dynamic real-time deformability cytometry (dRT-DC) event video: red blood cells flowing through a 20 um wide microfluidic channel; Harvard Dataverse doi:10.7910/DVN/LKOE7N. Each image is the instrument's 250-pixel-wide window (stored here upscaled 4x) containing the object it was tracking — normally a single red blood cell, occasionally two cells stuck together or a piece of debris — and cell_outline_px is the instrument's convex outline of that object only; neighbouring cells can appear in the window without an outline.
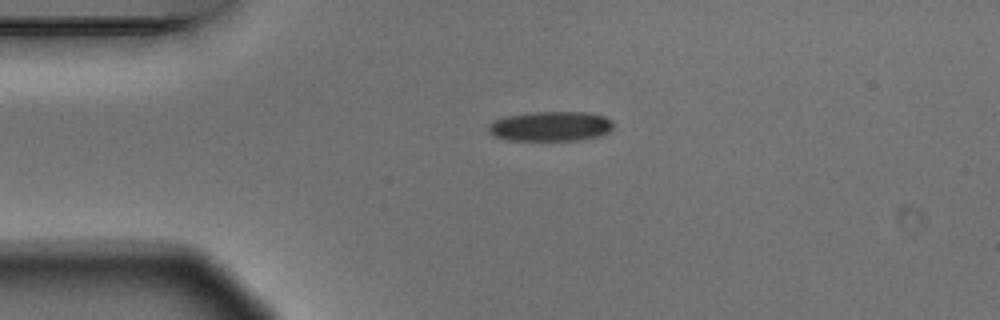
{"species": "Egyptian fruit bat (a non-hibernating species)", "species_latin": "Rousettus aegyptiacus", "temperature_condition": "warm", "stored_images_in_passage": 3, "camera_frame_rate_fps": 3000, "um_per_image_px": 0.085, "animal": {"sex": "male"}, "frame": {"image": 1, "passage_image": 1, "time_ms": 0.0, "image_size_px": [1000, 320], "cell_outline_px": [[616, 124], [608, 132], [600, 136], [580, 140], [504, 140], [488, 132], [488, 124], [492, 120], [504, 116], [532, 112], [588, 112], [604, 116], [612, 120]], "centroid_in_image_um": [46.8, 10.73], "position_along_channel_um": 38.2, "area_um2": 22.02}}
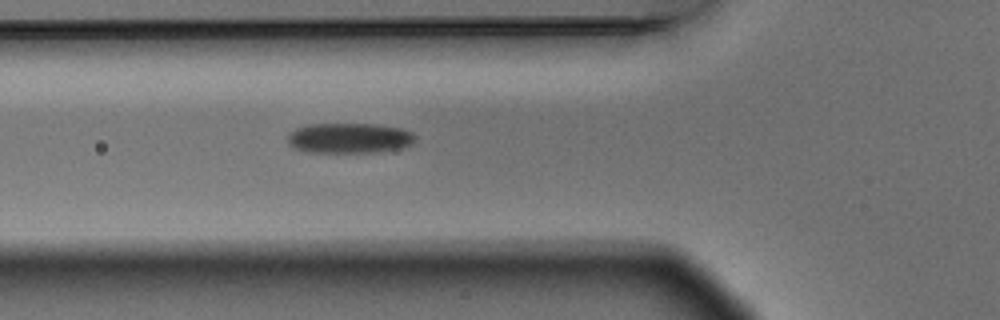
{"frame": {"image": 2, "passage_image": 3, "time_ms": 0.667, "image_size_px": [1000, 320], "cell_outline_px": [[416, 140], [412, 144], [404, 148], [376, 152], [308, 152], [292, 148], [288, 144], [288, 132], [296, 128], [308, 124], [376, 124], [404, 128], [412, 132], [416, 136]], "centroid_in_image_um": [29.71, 11.73], "position_along_channel_um": 96.1, "area_um2": 22.89}}